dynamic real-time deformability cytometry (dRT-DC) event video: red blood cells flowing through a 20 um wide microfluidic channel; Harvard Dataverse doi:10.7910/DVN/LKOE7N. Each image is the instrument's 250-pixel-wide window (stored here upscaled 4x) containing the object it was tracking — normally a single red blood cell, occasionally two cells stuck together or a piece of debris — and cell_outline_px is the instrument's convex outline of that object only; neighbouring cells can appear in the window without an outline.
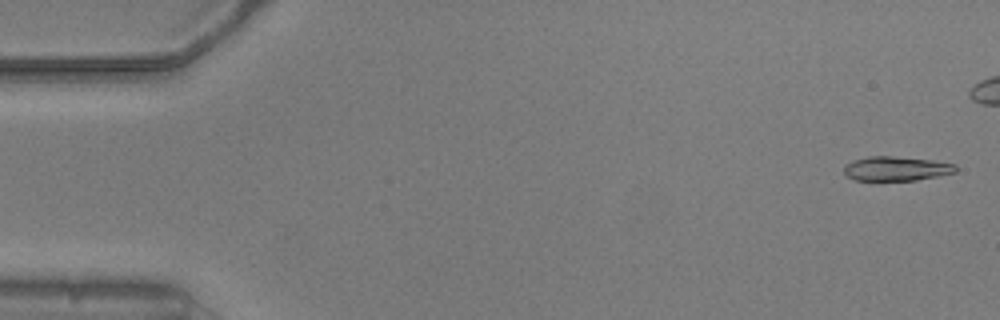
{"species": "common noctule bat (a hibernating species)", "species_latin": "Nyctalus noctula", "temperature_condition": "warm", "stored_images_in_passage": 44, "camera_frame_rate_fps": 3000, "um_per_image_px": 0.085, "animal": {"sex": "male", "body_mass_g": 20.5, "forearm_length_mm": 52.5}, "frame": {"image": 1, "passage_image": 2, "time_ms": 0.333, "image_size_px": [1000, 320], "cell_outline_px": [[956, 172], [916, 180], [856, 180], [848, 176], [844, 172], [844, 164], [852, 160], [868, 156], [892, 156], [932, 160], [956, 164]], "centroid_in_image_um": [76.15, 14.32], "position_along_channel_um": 8.8, "area_um2": 15.78}}
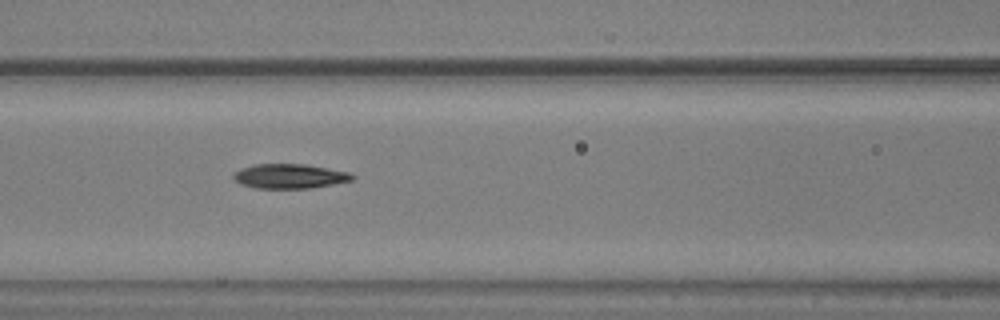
{"frame": {"image": 2, "passage_image": 23, "time_ms": 7.333, "image_size_px": [1000, 320], "cell_outline_px": [[356, 176], [352, 180], [312, 188], [256, 188], [240, 184], [232, 176], [240, 168], [252, 164], [308, 164], [348, 172]], "centroid_in_image_um": [24.61, 14.97], "position_along_channel_um": 142.0, "area_um2": 16.99}}
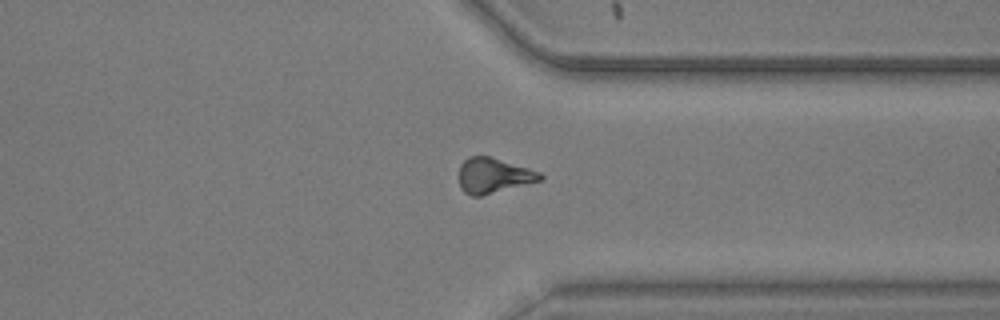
{"frame": {"image": 3, "passage_image": 41, "time_ms": 13.333, "image_size_px": [1000, 320], "cell_outline_px": [[544, 180], [480, 196], [472, 196], [464, 192], [460, 188], [460, 164], [468, 156], [488, 156], [528, 168], [540, 172], [544, 176]], "centroid_in_image_um": [41.96, 14.93], "position_along_channel_um": 369.4, "area_um2": 16.59}}